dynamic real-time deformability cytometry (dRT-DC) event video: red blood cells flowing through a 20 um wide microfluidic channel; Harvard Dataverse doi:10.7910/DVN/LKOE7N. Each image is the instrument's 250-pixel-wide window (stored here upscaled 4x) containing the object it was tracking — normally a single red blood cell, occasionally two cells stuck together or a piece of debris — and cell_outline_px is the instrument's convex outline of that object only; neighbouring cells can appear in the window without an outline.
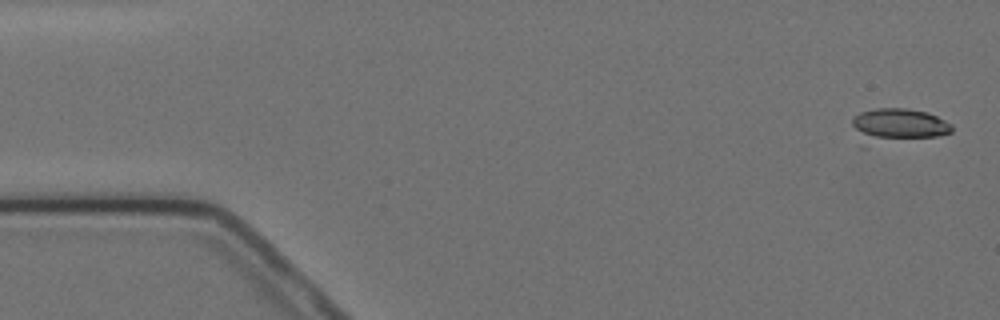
{"species": "Egyptian fruit bat (a non-hibernating species)", "species_latin": "Rousettus aegyptiacus", "temperature_condition": "cold", "stored_images_in_passage": 5, "camera_frame_rate_fps": 3000, "um_per_image_px": 0.085, "animal": {"sex": "female"}, "frame": {"image": 1, "passage_image": 1, "time_ms": 0.0, "image_size_px": [1000, 320], "cell_outline_px": [[952, 132], [936, 136], [868, 148], [860, 148], [852, 124], [852, 116], [860, 112], [876, 108], [904, 108], [928, 112], [952, 124]], "centroid_in_image_um": [76.18, 10.74], "position_along_channel_um": 8.8, "area_um2": 20.98}}
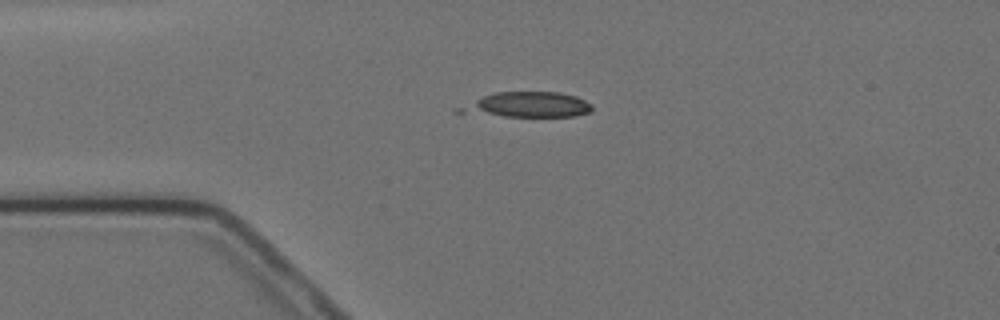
{"frame": {"image": 2, "passage_image": 4, "time_ms": 3.667, "image_size_px": [1000, 320], "cell_outline_px": [[592, 112], [576, 116], [504, 116], [452, 112], [452, 108], [484, 96], [496, 92], [560, 92], [576, 96], [592, 104]], "centroid_in_image_um": [44.77, 8.91], "position_along_channel_um": 40.2, "area_um2": 19.65}}